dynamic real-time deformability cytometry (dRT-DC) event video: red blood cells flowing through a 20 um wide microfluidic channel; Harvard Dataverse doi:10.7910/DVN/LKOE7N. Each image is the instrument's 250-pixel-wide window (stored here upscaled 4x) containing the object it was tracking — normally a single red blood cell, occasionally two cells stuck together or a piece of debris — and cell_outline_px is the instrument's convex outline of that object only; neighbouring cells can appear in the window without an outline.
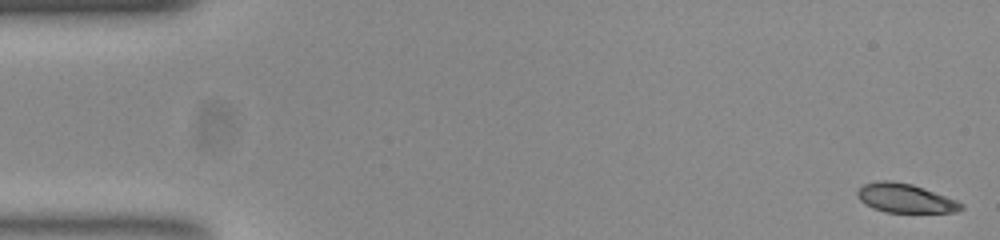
{"species": "common noctule bat (a hibernating species)", "species_latin": "Nyctalus noctula", "temperature_condition": "room temperature", "stored_images_in_passage": 52, "camera_frame_rate_fps": 3000, "um_per_image_px": 0.085, "animal": {"sex": "female", "body_mass_g": 23.0, "forearm_length_mm": 53.4}, "frame": {"image": 1, "passage_image": 1, "time_ms": 0.0, "image_size_px": [1000, 240], "cell_outline_px": [[964, 208], [956, 212], [884, 212], [872, 208], [864, 204], [856, 196], [856, 192], [864, 184], [876, 180], [892, 180], [912, 184], [924, 188], [956, 200], [964, 204]], "centroid_in_image_um": [76.91, 16.84], "position_along_channel_um": 8.1, "area_um2": 17.69}}
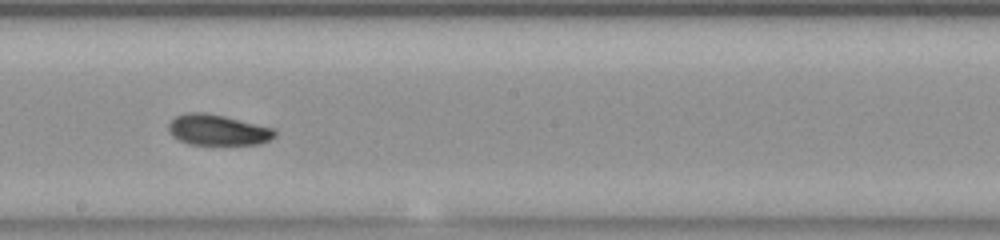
{"frame": {"image": 2, "passage_image": 29, "time_ms": 9.333, "image_size_px": [1000, 240], "cell_outline_px": [[276, 136], [268, 140], [256, 144], [188, 144], [172, 136], [168, 132], [168, 124], [176, 116], [184, 112], [204, 112], [224, 116], [276, 128]], "centroid_in_image_um": [18.5, 11.03], "position_along_channel_um": 229.7, "area_um2": 19.07}}
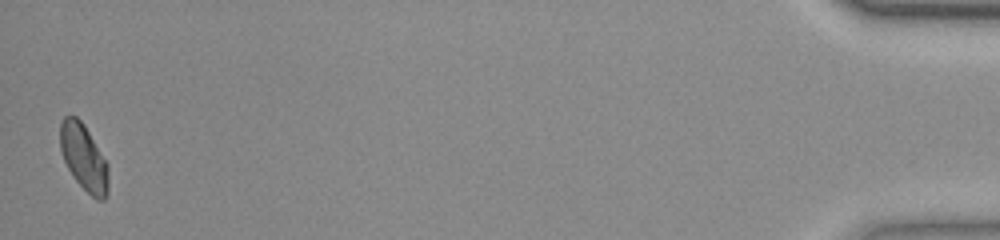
{"frame": {"image": 3, "passage_image": 52, "time_ms": 17.0, "image_size_px": [1000, 240], "cell_outline_px": [[108, 192], [104, 200], [96, 200], [72, 176], [64, 160], [60, 148], [60, 124], [64, 116], [76, 116], [84, 124], [108, 164]], "centroid_in_image_um": [7.12, 13.38], "position_along_channel_um": 428.1, "area_um2": 18.55}, "authors_computed_cell_mechanics": {"area_um2": 18.8717, "velocity_mm_per_s": 3.8608, "shape_relaxation_time_tau1_ms": 6.3091, "shape_relaxation_time_tau2_ms": 1.2021, "deformation_change_tau1": 0.1643, "deformation_change_tau2": 0.0576}}